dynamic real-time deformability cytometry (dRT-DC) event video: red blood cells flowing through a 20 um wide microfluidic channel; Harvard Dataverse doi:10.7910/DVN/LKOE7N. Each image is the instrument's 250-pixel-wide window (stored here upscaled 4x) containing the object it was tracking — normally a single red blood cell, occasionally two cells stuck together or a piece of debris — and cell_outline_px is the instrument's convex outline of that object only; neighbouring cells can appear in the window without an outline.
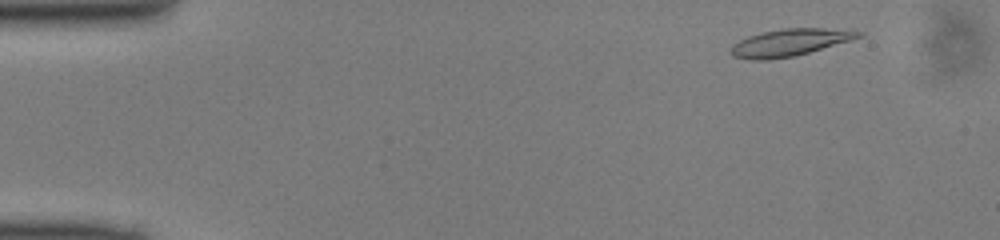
{"species": "common noctule bat (a hibernating species)", "species_latin": "Nyctalus noctula", "temperature_condition": "cold", "stored_images_in_passage": 46, "camera_frame_rate_fps": 3000, "um_per_image_px": 0.085, "animal": {"sex": "male", "body_mass_g": 13.0, "forearm_length_mm": 53.1}, "frame": {"image": 1, "passage_image": 3, "time_ms": 0.667, "image_size_px": [1000, 240], "cell_outline_px": [[864, 36], [808, 52], [792, 56], [768, 60], [752, 60], [732, 56], [728, 52], [732, 44], [748, 36], [764, 32], [784, 28], [824, 28], [864, 32]], "centroid_in_image_um": [67.07, 3.61], "position_along_channel_um": 17.9, "area_um2": 19.94}}
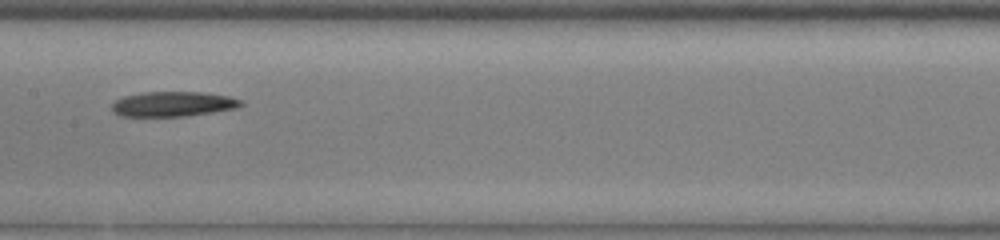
{"frame": {"image": 2, "passage_image": 23, "time_ms": 7.333, "image_size_px": [1000, 240], "cell_outline_px": [[244, 104], [240, 108], [188, 116], [120, 116], [112, 112], [112, 104], [116, 100], [124, 96], [140, 92], [200, 92], [228, 96], [240, 100]], "centroid_in_image_um": [14.71, 8.85], "position_along_channel_um": 192.7, "area_um2": 18.9}}
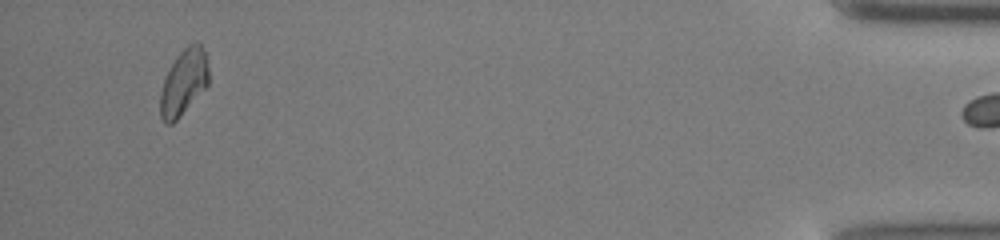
{"frame": {"image": 3, "passage_image": 45, "time_ms": 14.667, "image_size_px": [1000, 240], "cell_outline_px": [[208, 84], [180, 116], [172, 124], [164, 124], [160, 116], [160, 92], [164, 76], [176, 56], [188, 44], [196, 40], [200, 44], [204, 52], [208, 68]], "centroid_in_image_um": [15.58, 6.99], "position_along_channel_um": 419.6, "area_um2": 18.55}}